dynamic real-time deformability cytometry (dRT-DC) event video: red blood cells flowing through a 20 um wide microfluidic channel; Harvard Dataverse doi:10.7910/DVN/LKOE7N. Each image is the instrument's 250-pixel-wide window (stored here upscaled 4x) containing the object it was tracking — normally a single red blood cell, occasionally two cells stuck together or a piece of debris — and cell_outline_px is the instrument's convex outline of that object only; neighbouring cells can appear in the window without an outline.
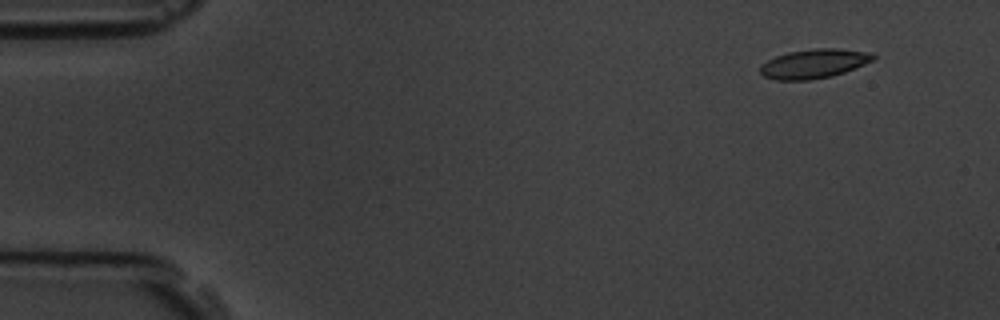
{"species": "common noctule bat (a hibernating species)", "species_latin": "Nyctalus noctula", "temperature_condition": "room temperature", "stored_images_in_passage": 5, "segment_of_instrument_passage": [1, 2], "camera_frame_rate_fps": 3000, "um_per_image_px": 0.085, "animal": {"sex": "male", "body_mass_g": 19.5, "forearm_length_mm": 54.6}, "frame": {"image": 1, "passage_image": 1, "time_ms": 0.0, "image_size_px": [1000, 320], "cell_outline_px": [[876, 56], [872, 60], [864, 64], [844, 72], [832, 76], [808, 80], [776, 80], [764, 76], [760, 72], [760, 64], [776, 56], [788, 52], [816, 48], [836, 48], [872, 52]], "centroid_in_image_um": [69.17, 5.41], "position_along_channel_um": 15.8, "area_um2": 19.19}}